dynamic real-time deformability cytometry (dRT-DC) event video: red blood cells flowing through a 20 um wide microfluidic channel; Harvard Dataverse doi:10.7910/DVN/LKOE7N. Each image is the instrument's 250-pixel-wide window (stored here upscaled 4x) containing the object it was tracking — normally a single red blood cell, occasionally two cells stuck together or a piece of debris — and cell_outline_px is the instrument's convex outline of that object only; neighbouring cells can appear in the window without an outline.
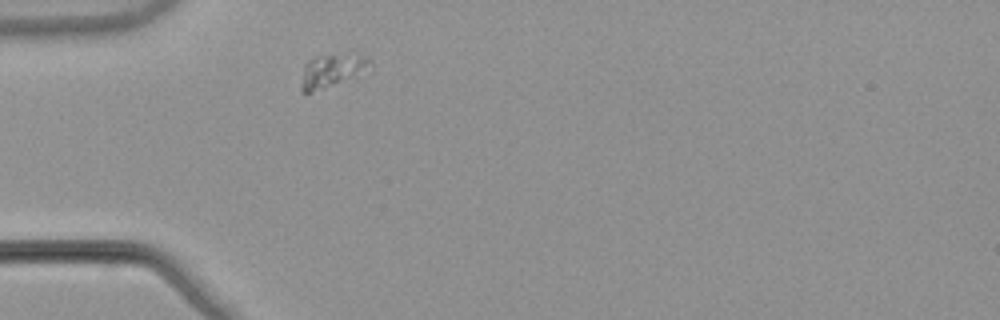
{"species": "common noctule bat (a hibernating species)", "species_latin": "Nyctalus noctula", "temperature_condition": "warm", "stored_images_in_passage": 39, "camera_frame_rate_fps": 3000, "um_per_image_px": 0.085, "animal": {"sex": "male", "body_mass_g": 21.5, "forearm_length_mm": 52.0}, "frame": {"image": 1, "passage_image": 1, "time_ms": 0.0, "image_size_px": [1000, 320], "cell_outline_px": [[372, 72], [312, 92], [300, 92], [300, 84], [304, 64], [308, 60], [320, 56], [364, 56], [372, 64]], "centroid_in_image_um": [28.24, 6.06], "position_along_channel_um": 56.8, "area_um2": 13.29}}
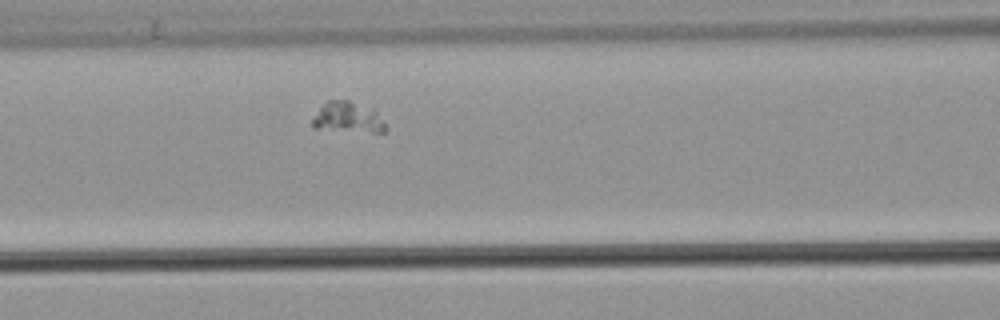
{"frame": {"image": 2, "passage_image": 8, "time_ms": 2.333, "image_size_px": [1000, 320], "cell_outline_px": [[388, 128], [384, 132], [372, 132], [312, 128], [312, 120], [320, 108], [328, 100], [348, 100], [372, 108], [388, 124]], "centroid_in_image_um": [29.62, 9.99], "position_along_channel_um": 137.0, "area_um2": 13.06}}
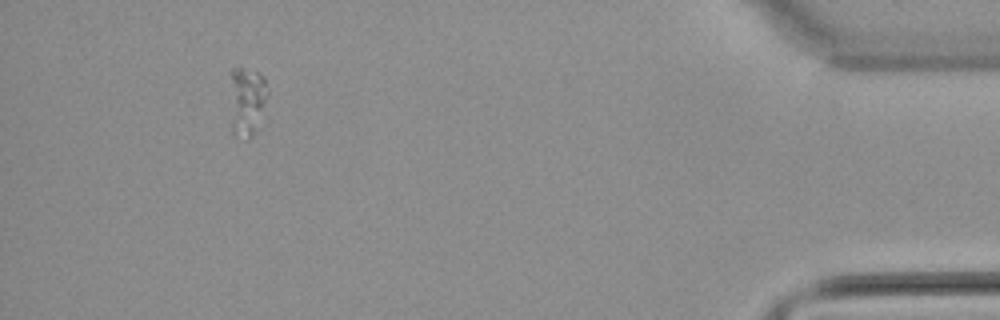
{"frame": {"image": 3, "passage_image": 35, "time_ms": 11.333, "image_size_px": [1000, 320], "cell_outline_px": [[268, 96], [252, 136], [248, 140], [244, 140], [232, 136], [228, 72], [232, 68], [240, 68], [256, 72], [264, 76], [268, 92]], "centroid_in_image_um": [20.91, 8.59], "position_along_channel_um": 414.3, "area_um2": 15.66}}